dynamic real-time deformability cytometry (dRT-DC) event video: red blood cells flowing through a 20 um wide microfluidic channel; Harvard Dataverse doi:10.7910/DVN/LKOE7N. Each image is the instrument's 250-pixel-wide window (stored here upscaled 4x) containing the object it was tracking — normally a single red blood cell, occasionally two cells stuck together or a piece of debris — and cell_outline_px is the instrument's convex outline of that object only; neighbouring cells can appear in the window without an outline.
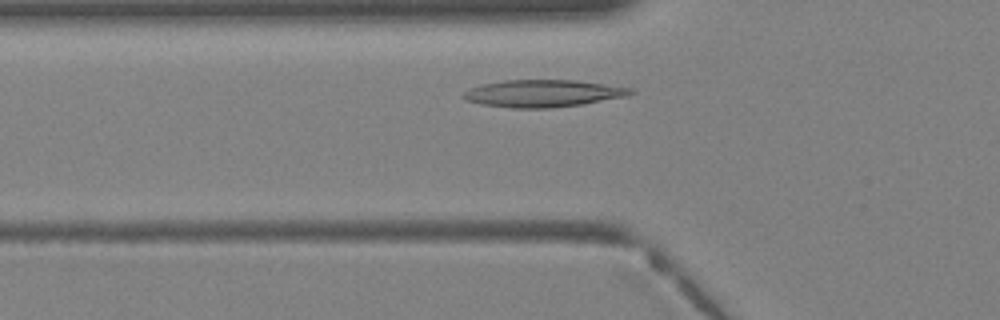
{"species": "Egyptian fruit bat (a non-hibernating species)", "species_latin": "Rousettus aegyptiacus", "temperature_condition": "warm", "stored_images_in_passage": 25, "camera_frame_rate_fps": 3000, "um_per_image_px": 0.085, "animal": {"sex": "female"}, "frame": {"image": 1, "passage_image": 4, "time_ms": 1.0, "image_size_px": [1000, 320], "cell_outline_px": [[636, 92], [624, 96], [584, 104], [552, 108], [512, 108], [484, 104], [468, 100], [460, 96], [468, 88], [484, 84], [504, 80], [576, 80], [632, 88]], "centroid_in_image_um": [46.15, 7.94], "position_along_channel_um": 79.6, "area_um2": 26.36}}
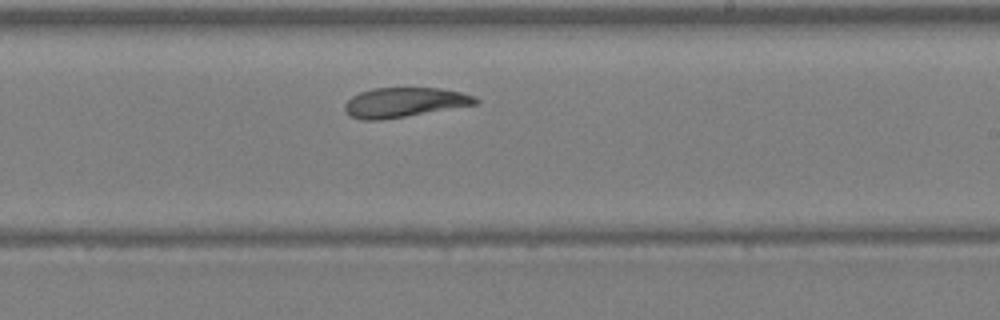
{"frame": {"image": 2, "passage_image": 14, "time_ms": 4.333, "image_size_px": [1000, 320], "cell_outline_px": [[480, 100], [476, 104], [380, 120], [360, 120], [344, 112], [344, 104], [352, 96], [360, 92], [372, 88], [440, 88], [460, 92], [476, 96]], "centroid_in_image_um": [34.33, 8.69], "position_along_channel_um": 254.7, "area_um2": 22.43}}
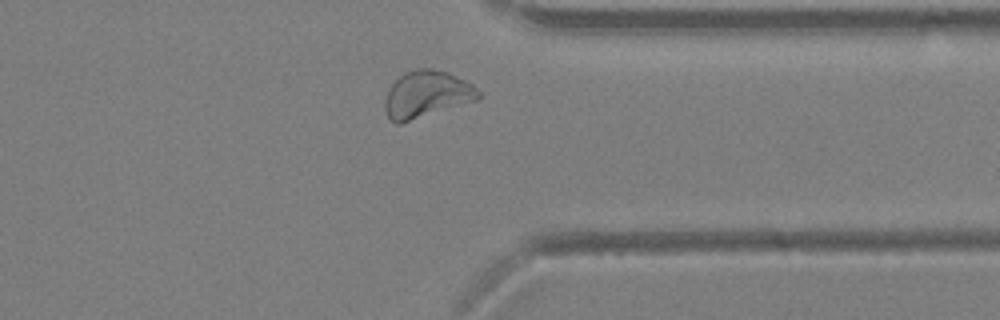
{"frame": {"image": 3, "passage_image": 21, "time_ms": 6.667, "image_size_px": [1000, 320], "cell_outline_px": [[480, 96], [476, 100], [400, 124], [396, 124], [388, 120], [384, 108], [384, 100], [392, 84], [404, 72], [416, 68], [432, 68], [448, 72], [472, 84], [480, 92]], "centroid_in_image_um": [36.22, 8.02], "position_along_channel_um": 375.2, "area_um2": 25.55}}